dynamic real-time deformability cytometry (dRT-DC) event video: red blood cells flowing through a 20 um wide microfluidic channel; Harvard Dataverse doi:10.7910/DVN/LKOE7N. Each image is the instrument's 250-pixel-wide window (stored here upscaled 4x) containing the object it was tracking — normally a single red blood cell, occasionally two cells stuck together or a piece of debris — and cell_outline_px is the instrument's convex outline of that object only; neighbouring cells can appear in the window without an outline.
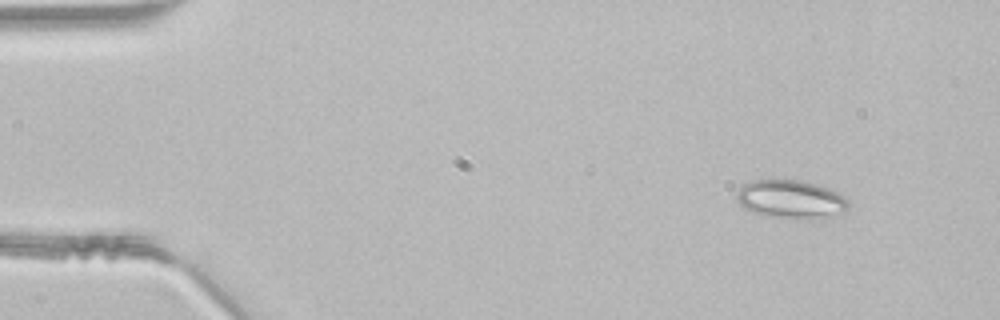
{"species": "common noctule bat (a hibernating species)", "species_latin": "Nyctalus noctula", "temperature_condition": "room temperature", "stored_images_in_passage": 43, "camera_frame_rate_fps": 3000, "um_per_image_px": 0.085, "animal": {"sex": "male", "body_mass_g": 21.5, "forearm_length_mm": 52.0}, "frame": {"image": 1, "passage_image": 1, "time_ms": 0.0, "image_size_px": [1000, 320], "cell_outline_px": [[848, 208], [840, 212], [808, 220], [780, 216], [756, 212], [744, 208], [736, 200], [736, 192], [744, 184], [752, 180], [800, 180], [816, 184], [828, 188], [844, 196], [848, 200]], "centroid_in_image_um": [67.2, 16.91], "position_along_channel_um": 17.8, "area_um2": 24.39}}
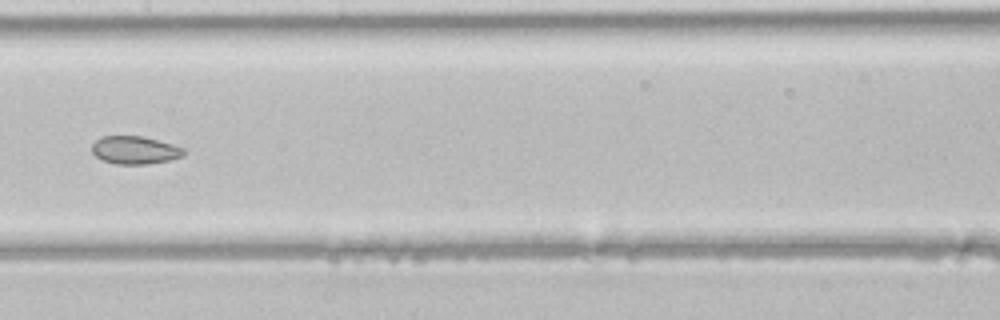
{"frame": {"image": 2, "passage_image": 20, "time_ms": 6.333, "image_size_px": [1000, 320], "cell_outline_px": [[184, 156], [168, 160], [148, 164], [116, 164], [104, 160], [96, 156], [92, 152], [92, 144], [100, 136], [140, 136], [172, 144], [184, 148]], "centroid_in_image_um": [11.45, 12.76], "position_along_channel_um": 196.0, "area_um2": 14.8}}
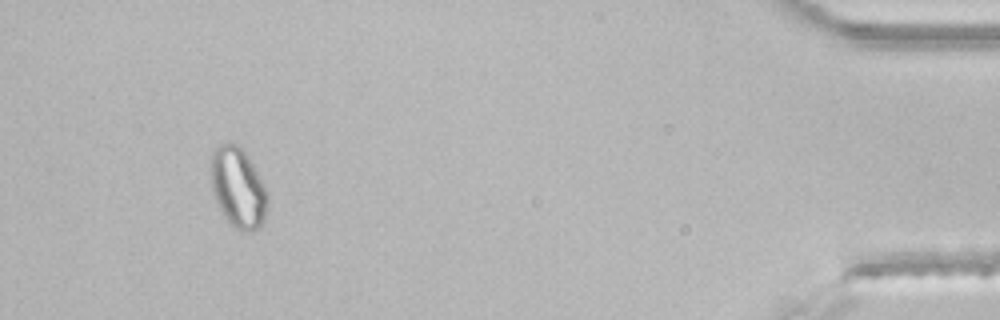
{"frame": {"image": 3, "passage_image": 40, "time_ms": 13.0, "image_size_px": [1000, 320], "cell_outline_px": [[268, 204], [260, 228], [252, 232], [244, 232], [232, 228], [228, 224], [216, 200], [212, 188], [208, 168], [212, 152], [216, 144], [240, 144], [248, 156], [268, 196]], "centroid_in_image_um": [20.19, 15.96], "position_along_channel_um": 415.0, "area_um2": 26.82}}